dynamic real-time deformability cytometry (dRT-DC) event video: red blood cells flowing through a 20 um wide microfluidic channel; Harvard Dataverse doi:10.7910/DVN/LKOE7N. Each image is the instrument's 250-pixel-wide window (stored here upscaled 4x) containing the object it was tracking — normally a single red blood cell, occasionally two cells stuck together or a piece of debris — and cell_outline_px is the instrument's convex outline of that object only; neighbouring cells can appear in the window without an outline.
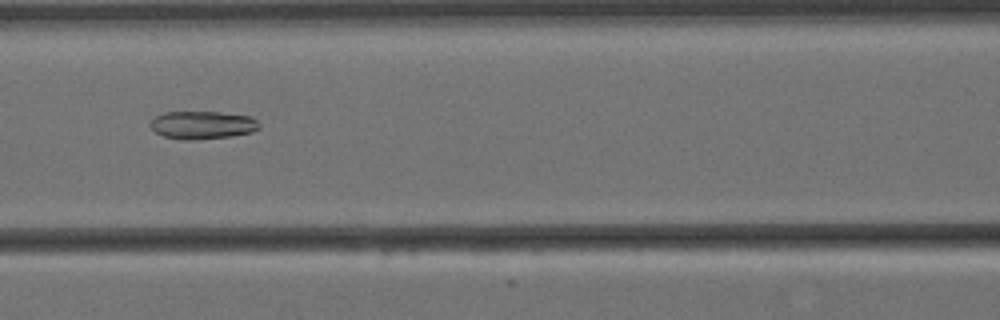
{"species": "Egyptian fruit bat (a non-hibernating species)", "species_latin": "Rousettus aegyptiacus", "temperature_condition": "cold", "stored_images_in_passage": 8, "camera_frame_rate_fps": 3000, "um_per_image_px": 0.085, "animal": {"sex": "female"}, "frame": {"image": 1, "passage_image": 5, "time_ms": 1.333, "image_size_px": [1000, 320], "cell_outline_px": [[260, 128], [252, 132], [232, 136], [192, 140], [180, 140], [164, 136], [156, 132], [148, 124], [156, 116], [164, 112], [220, 112], [252, 116], [260, 124]], "centroid_in_image_um": [17.22, 10.63], "position_along_channel_um": 149.4, "area_um2": 17.86}}
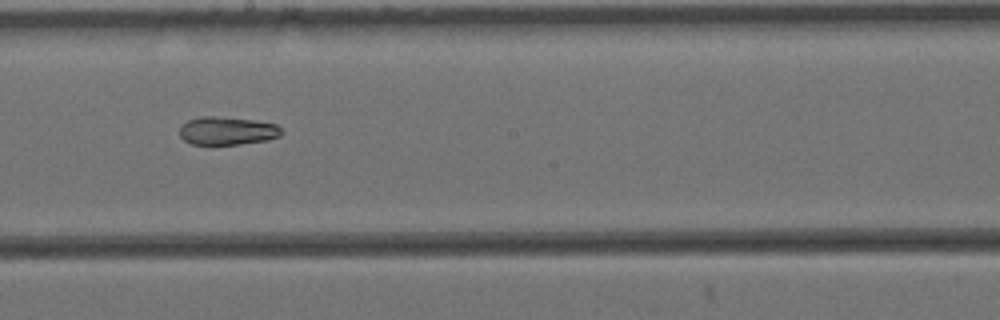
{"frame": {"image": 2, "passage_image": 7, "time_ms": 2.0, "image_size_px": [1000, 320], "cell_outline_px": [[284, 132], [280, 136], [268, 140], [240, 144], [192, 144], [184, 140], [180, 136], [180, 124], [188, 120], [200, 116], [212, 116], [252, 120], [276, 124]], "centroid_in_image_um": [19.3, 11.12], "position_along_channel_um": 228.9, "area_um2": 16.7}}
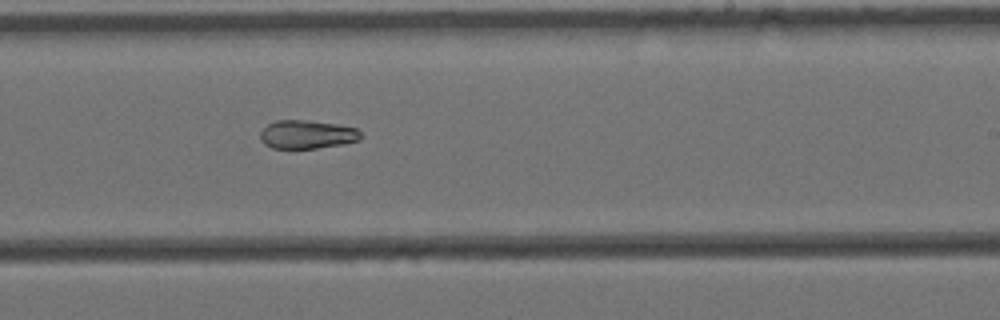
{"frame": {"image": 3, "passage_image": 8, "time_ms": 2.333, "image_size_px": [1000, 320], "cell_outline_px": [[364, 136], [360, 140], [344, 144], [316, 148], [272, 148], [264, 144], [260, 140], [260, 132], [268, 124], [276, 120], [308, 120], [336, 124], [356, 128]], "centroid_in_image_um": [26.11, 11.43], "position_along_channel_um": 262.9, "area_um2": 16.82}}